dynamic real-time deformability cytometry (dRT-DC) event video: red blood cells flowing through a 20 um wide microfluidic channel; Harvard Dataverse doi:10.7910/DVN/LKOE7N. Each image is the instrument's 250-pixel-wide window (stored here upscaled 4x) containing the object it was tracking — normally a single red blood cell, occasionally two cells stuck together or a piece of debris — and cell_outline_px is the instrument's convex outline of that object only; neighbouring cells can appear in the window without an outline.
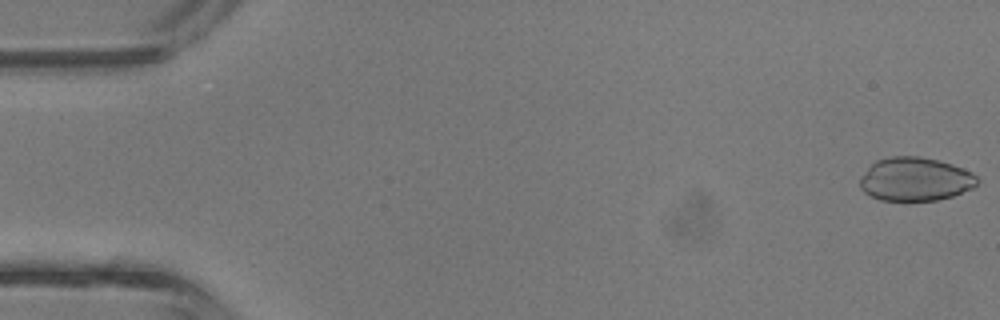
{"species": "common noctule bat (a hibernating species)", "species_latin": "Nyctalus noctula", "temperature_condition": "room temperature", "stored_images_in_passage": 43, "camera_frame_rate_fps": 3000, "um_per_image_px": 0.085, "animal": {"sex": "male", "body_mass_g": 13.3}, "frame": {"image": 1, "passage_image": 1, "time_ms": 0.0, "image_size_px": [1000, 320], "cell_outline_px": [[980, 180], [972, 188], [952, 196], [936, 200], [904, 204], [880, 200], [864, 192], [860, 188], [860, 176], [876, 160], [892, 156], [920, 156], [952, 164], [964, 168], [972, 172]], "centroid_in_image_um": [77.77, 15.27], "position_along_channel_um": 7.2, "area_um2": 30.52}}
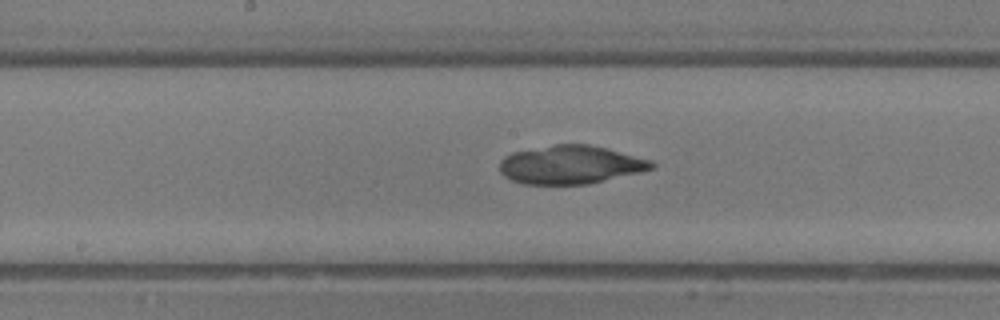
{"frame": {"image": 2, "passage_image": 22, "time_ms": 7.0, "image_size_px": [1000, 320], "cell_outline_px": [[656, 164], [652, 168], [640, 172], [588, 184], [524, 184], [512, 180], [504, 176], [500, 172], [500, 160], [504, 156], [512, 152], [556, 144], [588, 144], [608, 148], [652, 160]], "centroid_in_image_um": [48.49, 13.99], "position_along_channel_um": 199.7, "area_um2": 34.04}}
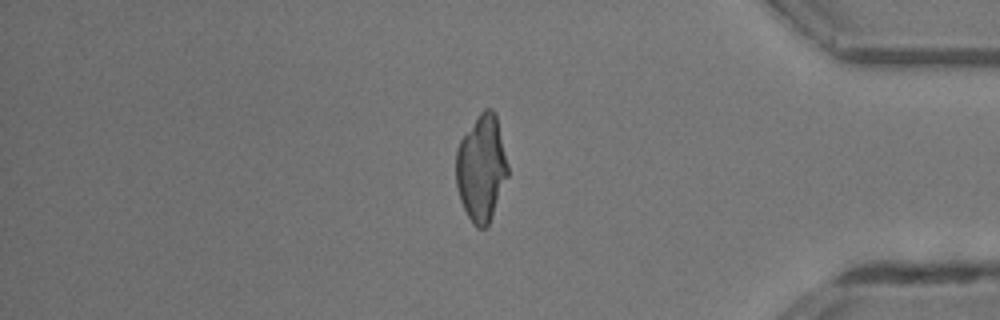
{"frame": {"image": 3, "passage_image": 36, "time_ms": 11.667, "image_size_px": [1000, 320], "cell_outline_px": [[508, 176], [492, 216], [488, 224], [484, 228], [476, 228], [472, 224], [460, 200], [456, 184], [456, 148], [460, 140], [480, 112], [484, 108], [492, 108], [496, 116], [508, 164]], "centroid_in_image_um": [40.91, 14.3], "position_along_channel_um": 394.3, "area_um2": 32.02}}